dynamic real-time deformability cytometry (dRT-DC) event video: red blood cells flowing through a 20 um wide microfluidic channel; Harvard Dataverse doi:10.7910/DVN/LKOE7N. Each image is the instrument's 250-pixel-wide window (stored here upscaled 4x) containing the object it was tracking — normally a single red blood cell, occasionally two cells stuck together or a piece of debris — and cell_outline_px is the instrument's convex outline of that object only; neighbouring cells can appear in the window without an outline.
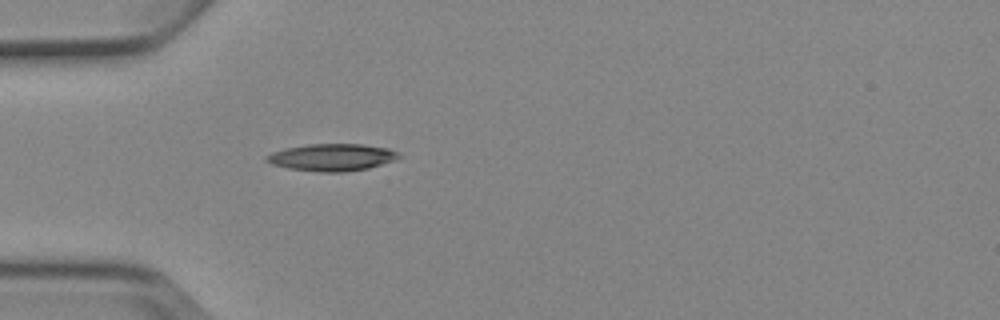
{"species": "Egyptian fruit bat (a non-hibernating species)", "species_latin": "Rousettus aegyptiacus", "temperature_condition": "cold", "stored_images_in_passage": 1, "camera_frame_rate_fps": 3000, "um_per_image_px": 0.085, "animal": {"sex": "female"}, "frame": {"image": 1, "passage_image": 1, "time_ms": 0.0, "image_size_px": [1000, 320], "cell_outline_px": [[400, 156], [396, 160], [368, 168], [344, 172], [320, 172], [288, 168], [272, 164], [264, 160], [264, 156], [272, 152], [284, 148], [308, 144], [364, 144], [388, 148], [400, 152]], "centroid_in_image_um": [28.21, 13.36], "position_along_channel_um": 56.8, "area_um2": 21.1}}